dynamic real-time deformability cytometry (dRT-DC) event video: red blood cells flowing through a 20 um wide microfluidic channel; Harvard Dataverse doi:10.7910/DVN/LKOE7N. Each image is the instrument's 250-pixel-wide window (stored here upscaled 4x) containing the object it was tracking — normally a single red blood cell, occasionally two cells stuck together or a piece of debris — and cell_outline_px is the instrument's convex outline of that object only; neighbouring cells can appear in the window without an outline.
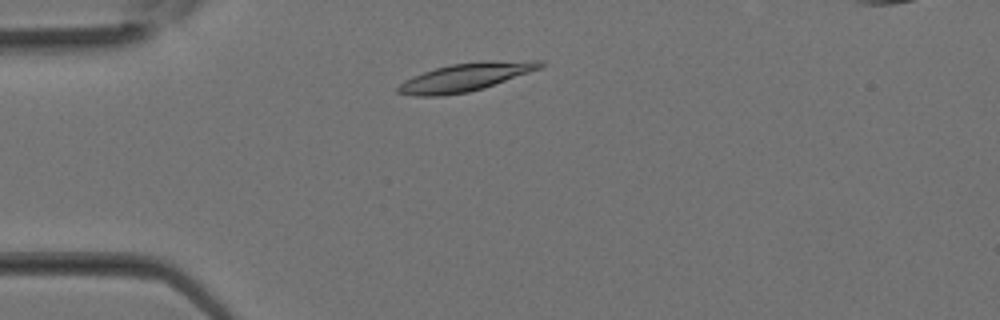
{"species": "Egyptian fruit bat (a non-hibernating species)", "species_latin": "Rousettus aegyptiacus", "temperature_condition": "room temperature", "stored_images_in_passage": 21, "camera_frame_rate_fps": 3000, "um_per_image_px": 0.085, "animal": {"sex": "female"}, "frame": {"image": 1, "passage_image": 1, "time_ms": 0.0, "image_size_px": [1000, 320], "cell_outline_px": [[544, 64], [540, 68], [484, 88], [468, 92], [440, 96], [412, 96], [396, 92], [396, 88], [404, 80], [412, 76], [436, 68], [452, 64], [484, 60], [544, 60]], "centroid_in_image_um": [39.56, 6.55], "position_along_channel_um": 45.4, "area_um2": 23.35}}
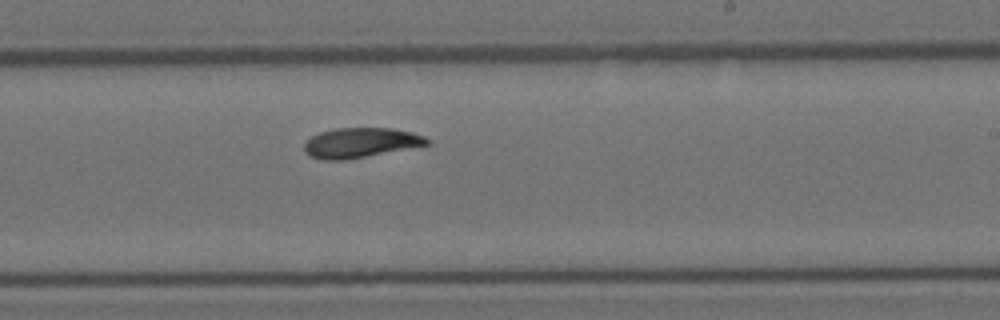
{"frame": {"image": 2, "passage_image": 12, "time_ms": 3.667, "image_size_px": [1000, 320], "cell_outline_px": [[432, 144], [344, 160], [324, 160], [308, 156], [304, 152], [304, 144], [312, 136], [320, 132], [336, 128], [392, 128], [412, 132], [424, 136], [432, 140]], "centroid_in_image_um": [30.67, 12.13], "position_along_channel_um": 258.3, "area_um2": 21.44}}
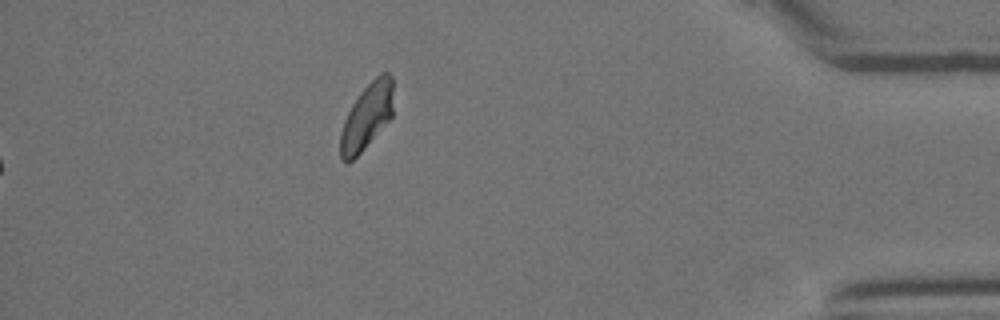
{"frame": {"image": 3, "passage_image": 21, "time_ms": 6.667, "image_size_px": [1000, 320], "cell_outline_px": [[392, 116], [364, 148], [348, 164], [340, 160], [340, 132], [344, 120], [352, 104], [360, 92], [380, 72], [388, 72], [392, 76]], "centroid_in_image_um": [31.15, 9.9], "position_along_channel_um": 404.0, "area_um2": 20.17}}